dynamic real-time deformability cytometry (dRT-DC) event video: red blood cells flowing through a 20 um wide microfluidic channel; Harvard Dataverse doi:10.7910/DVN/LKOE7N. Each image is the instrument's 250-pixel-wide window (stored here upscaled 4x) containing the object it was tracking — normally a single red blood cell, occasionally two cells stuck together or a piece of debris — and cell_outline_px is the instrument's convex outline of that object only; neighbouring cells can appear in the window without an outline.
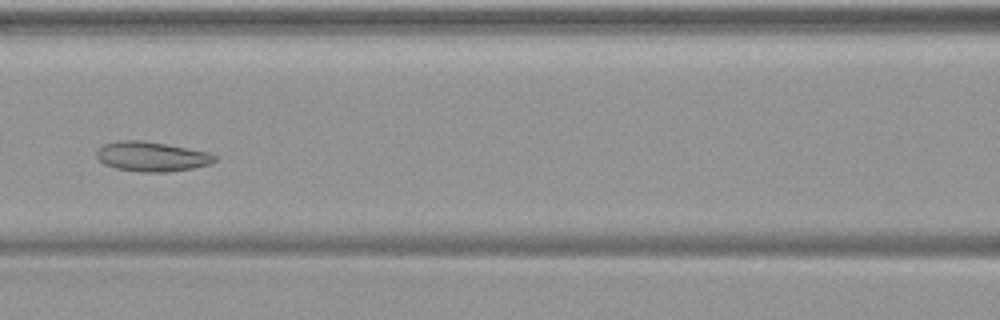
{"species": "common noctule bat (a hibernating species)", "species_latin": "Nyctalus noctula", "temperature_condition": "warm", "stored_images_in_passage": 50, "camera_frame_rate_fps": 3000, "um_per_image_px": 0.085, "animal": {"sex": "female", "body_mass_g": 19.9}, "frame": {"image": 1, "passage_image": 23, "time_ms": 7.333, "image_size_px": [1000, 320], "cell_outline_px": [[216, 160], [212, 164], [192, 168], [168, 172], [140, 172], [116, 168], [104, 164], [96, 156], [96, 148], [104, 144], [116, 140], [144, 140], [208, 152], [216, 156]], "centroid_in_image_um": [12.87, 13.3], "position_along_channel_um": 153.7, "area_um2": 20.58}}
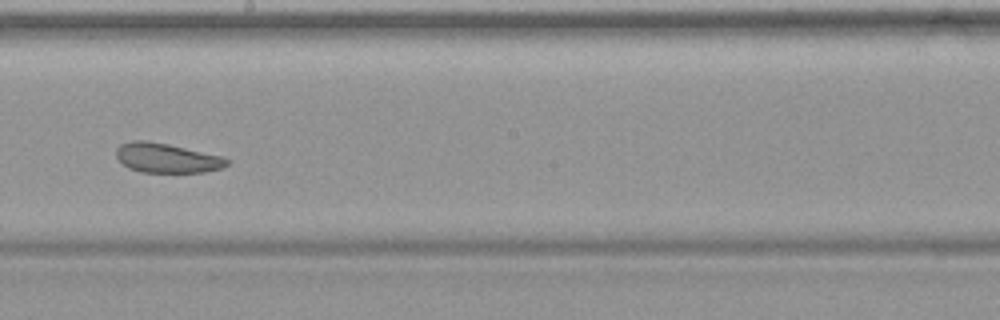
{"frame": {"image": 2, "passage_image": 29, "time_ms": 9.333, "image_size_px": [1000, 320], "cell_outline_px": [[228, 164], [224, 168], [204, 172], [140, 172], [128, 168], [116, 156], [116, 148], [120, 144], [132, 140], [144, 140], [168, 144], [220, 156], [228, 160]], "centroid_in_image_um": [14.14, 13.43], "position_along_channel_um": 234.1, "area_um2": 18.9}}
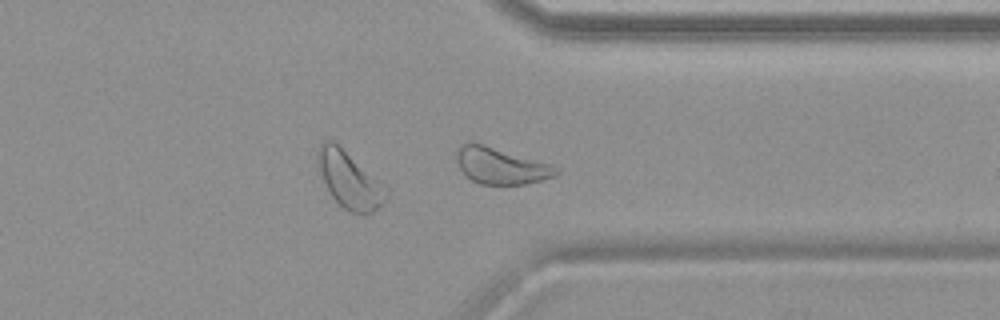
{"frame": {"image": 3, "passage_image": 39, "time_ms": 12.667, "image_size_px": [1000, 320], "cell_outline_px": [[560, 172], [556, 176], [524, 184], [480, 184], [472, 180], [460, 168], [456, 160], [456, 148], [460, 144], [472, 140], [552, 164], [560, 168]], "centroid_in_image_um": [42.57, 14.05], "position_along_channel_um": 368.8, "area_um2": 21.5}}